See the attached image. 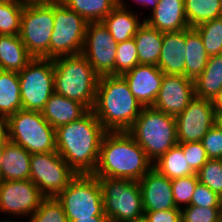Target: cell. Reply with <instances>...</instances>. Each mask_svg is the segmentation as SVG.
Wrapping results in <instances>:
<instances>
[{"label": "cell", "mask_w": 222, "mask_h": 222, "mask_svg": "<svg viewBox=\"0 0 222 222\" xmlns=\"http://www.w3.org/2000/svg\"><path fill=\"white\" fill-rule=\"evenodd\" d=\"M106 132L89 110L79 120L55 129L56 151L77 174H93Z\"/></svg>", "instance_id": "obj_1"}, {"label": "cell", "mask_w": 222, "mask_h": 222, "mask_svg": "<svg viewBox=\"0 0 222 222\" xmlns=\"http://www.w3.org/2000/svg\"><path fill=\"white\" fill-rule=\"evenodd\" d=\"M152 167L153 162L127 131L106 132L93 175L139 181Z\"/></svg>", "instance_id": "obj_2"}, {"label": "cell", "mask_w": 222, "mask_h": 222, "mask_svg": "<svg viewBox=\"0 0 222 222\" xmlns=\"http://www.w3.org/2000/svg\"><path fill=\"white\" fill-rule=\"evenodd\" d=\"M142 108L121 75L99 77L92 111L107 132L128 131Z\"/></svg>", "instance_id": "obj_3"}, {"label": "cell", "mask_w": 222, "mask_h": 222, "mask_svg": "<svg viewBox=\"0 0 222 222\" xmlns=\"http://www.w3.org/2000/svg\"><path fill=\"white\" fill-rule=\"evenodd\" d=\"M54 92L92 110L99 75L82 54L53 58Z\"/></svg>", "instance_id": "obj_4"}, {"label": "cell", "mask_w": 222, "mask_h": 222, "mask_svg": "<svg viewBox=\"0 0 222 222\" xmlns=\"http://www.w3.org/2000/svg\"><path fill=\"white\" fill-rule=\"evenodd\" d=\"M127 132L152 162L178 144L175 116L153 107H143Z\"/></svg>", "instance_id": "obj_5"}, {"label": "cell", "mask_w": 222, "mask_h": 222, "mask_svg": "<svg viewBox=\"0 0 222 222\" xmlns=\"http://www.w3.org/2000/svg\"><path fill=\"white\" fill-rule=\"evenodd\" d=\"M7 140L20 145L30 154L56 151L55 129L41 112L18 110L6 119Z\"/></svg>", "instance_id": "obj_6"}, {"label": "cell", "mask_w": 222, "mask_h": 222, "mask_svg": "<svg viewBox=\"0 0 222 222\" xmlns=\"http://www.w3.org/2000/svg\"><path fill=\"white\" fill-rule=\"evenodd\" d=\"M98 179L102 189L104 213L109 222H132L144 216L138 181Z\"/></svg>", "instance_id": "obj_7"}, {"label": "cell", "mask_w": 222, "mask_h": 222, "mask_svg": "<svg viewBox=\"0 0 222 222\" xmlns=\"http://www.w3.org/2000/svg\"><path fill=\"white\" fill-rule=\"evenodd\" d=\"M55 198L62 205L68 220L106 216L101 185L93 174H77Z\"/></svg>", "instance_id": "obj_8"}, {"label": "cell", "mask_w": 222, "mask_h": 222, "mask_svg": "<svg viewBox=\"0 0 222 222\" xmlns=\"http://www.w3.org/2000/svg\"><path fill=\"white\" fill-rule=\"evenodd\" d=\"M53 27L54 3H25L19 36L33 58H50Z\"/></svg>", "instance_id": "obj_9"}, {"label": "cell", "mask_w": 222, "mask_h": 222, "mask_svg": "<svg viewBox=\"0 0 222 222\" xmlns=\"http://www.w3.org/2000/svg\"><path fill=\"white\" fill-rule=\"evenodd\" d=\"M22 109L41 112L54 93V64L51 58H32L18 72Z\"/></svg>", "instance_id": "obj_10"}, {"label": "cell", "mask_w": 222, "mask_h": 222, "mask_svg": "<svg viewBox=\"0 0 222 222\" xmlns=\"http://www.w3.org/2000/svg\"><path fill=\"white\" fill-rule=\"evenodd\" d=\"M88 22L63 3H54L50 58L81 54Z\"/></svg>", "instance_id": "obj_11"}, {"label": "cell", "mask_w": 222, "mask_h": 222, "mask_svg": "<svg viewBox=\"0 0 222 222\" xmlns=\"http://www.w3.org/2000/svg\"><path fill=\"white\" fill-rule=\"evenodd\" d=\"M30 180L44 197L55 198L77 175L57 151L31 154Z\"/></svg>", "instance_id": "obj_12"}, {"label": "cell", "mask_w": 222, "mask_h": 222, "mask_svg": "<svg viewBox=\"0 0 222 222\" xmlns=\"http://www.w3.org/2000/svg\"><path fill=\"white\" fill-rule=\"evenodd\" d=\"M117 43L102 21L88 22L81 54L99 76L115 75Z\"/></svg>", "instance_id": "obj_13"}, {"label": "cell", "mask_w": 222, "mask_h": 222, "mask_svg": "<svg viewBox=\"0 0 222 222\" xmlns=\"http://www.w3.org/2000/svg\"><path fill=\"white\" fill-rule=\"evenodd\" d=\"M178 143L201 141L215 124L216 114L210 99L197 97L176 117Z\"/></svg>", "instance_id": "obj_14"}, {"label": "cell", "mask_w": 222, "mask_h": 222, "mask_svg": "<svg viewBox=\"0 0 222 222\" xmlns=\"http://www.w3.org/2000/svg\"><path fill=\"white\" fill-rule=\"evenodd\" d=\"M45 197L30 180L0 181V211L31 216Z\"/></svg>", "instance_id": "obj_15"}, {"label": "cell", "mask_w": 222, "mask_h": 222, "mask_svg": "<svg viewBox=\"0 0 222 222\" xmlns=\"http://www.w3.org/2000/svg\"><path fill=\"white\" fill-rule=\"evenodd\" d=\"M195 96L194 80L184 75L164 74L153 108L177 116Z\"/></svg>", "instance_id": "obj_16"}, {"label": "cell", "mask_w": 222, "mask_h": 222, "mask_svg": "<svg viewBox=\"0 0 222 222\" xmlns=\"http://www.w3.org/2000/svg\"><path fill=\"white\" fill-rule=\"evenodd\" d=\"M142 107H152L162 85L164 73L153 64H138L121 75Z\"/></svg>", "instance_id": "obj_17"}, {"label": "cell", "mask_w": 222, "mask_h": 222, "mask_svg": "<svg viewBox=\"0 0 222 222\" xmlns=\"http://www.w3.org/2000/svg\"><path fill=\"white\" fill-rule=\"evenodd\" d=\"M144 212L177 208L171 180L152 167L139 181Z\"/></svg>", "instance_id": "obj_18"}, {"label": "cell", "mask_w": 222, "mask_h": 222, "mask_svg": "<svg viewBox=\"0 0 222 222\" xmlns=\"http://www.w3.org/2000/svg\"><path fill=\"white\" fill-rule=\"evenodd\" d=\"M186 29L178 32H163V44L158 68L164 74L184 75L186 61Z\"/></svg>", "instance_id": "obj_19"}, {"label": "cell", "mask_w": 222, "mask_h": 222, "mask_svg": "<svg viewBox=\"0 0 222 222\" xmlns=\"http://www.w3.org/2000/svg\"><path fill=\"white\" fill-rule=\"evenodd\" d=\"M144 21L161 32H178L190 28L184 0H158L152 16Z\"/></svg>", "instance_id": "obj_20"}, {"label": "cell", "mask_w": 222, "mask_h": 222, "mask_svg": "<svg viewBox=\"0 0 222 222\" xmlns=\"http://www.w3.org/2000/svg\"><path fill=\"white\" fill-rule=\"evenodd\" d=\"M89 110L81 103L53 93L41 111L44 119L57 129L63 125L79 120Z\"/></svg>", "instance_id": "obj_21"}, {"label": "cell", "mask_w": 222, "mask_h": 222, "mask_svg": "<svg viewBox=\"0 0 222 222\" xmlns=\"http://www.w3.org/2000/svg\"><path fill=\"white\" fill-rule=\"evenodd\" d=\"M31 154L9 140L3 143L1 181L30 179Z\"/></svg>", "instance_id": "obj_22"}, {"label": "cell", "mask_w": 222, "mask_h": 222, "mask_svg": "<svg viewBox=\"0 0 222 222\" xmlns=\"http://www.w3.org/2000/svg\"><path fill=\"white\" fill-rule=\"evenodd\" d=\"M116 43L124 42L135 36L139 27L144 23L140 22L136 13L129 12L125 3L118 0V5L102 20Z\"/></svg>", "instance_id": "obj_23"}, {"label": "cell", "mask_w": 222, "mask_h": 222, "mask_svg": "<svg viewBox=\"0 0 222 222\" xmlns=\"http://www.w3.org/2000/svg\"><path fill=\"white\" fill-rule=\"evenodd\" d=\"M32 58L19 35H0V70L22 71Z\"/></svg>", "instance_id": "obj_24"}, {"label": "cell", "mask_w": 222, "mask_h": 222, "mask_svg": "<svg viewBox=\"0 0 222 222\" xmlns=\"http://www.w3.org/2000/svg\"><path fill=\"white\" fill-rule=\"evenodd\" d=\"M133 38L137 47L139 64L157 66L163 44V32L150 27L144 21Z\"/></svg>", "instance_id": "obj_25"}, {"label": "cell", "mask_w": 222, "mask_h": 222, "mask_svg": "<svg viewBox=\"0 0 222 222\" xmlns=\"http://www.w3.org/2000/svg\"><path fill=\"white\" fill-rule=\"evenodd\" d=\"M22 110L18 72L0 70V117L7 119Z\"/></svg>", "instance_id": "obj_26"}, {"label": "cell", "mask_w": 222, "mask_h": 222, "mask_svg": "<svg viewBox=\"0 0 222 222\" xmlns=\"http://www.w3.org/2000/svg\"><path fill=\"white\" fill-rule=\"evenodd\" d=\"M185 76L195 80L204 71L209 55L195 28L186 29Z\"/></svg>", "instance_id": "obj_27"}, {"label": "cell", "mask_w": 222, "mask_h": 222, "mask_svg": "<svg viewBox=\"0 0 222 222\" xmlns=\"http://www.w3.org/2000/svg\"><path fill=\"white\" fill-rule=\"evenodd\" d=\"M195 95L212 99L222 89V54L210 56L207 65L194 80Z\"/></svg>", "instance_id": "obj_28"}, {"label": "cell", "mask_w": 222, "mask_h": 222, "mask_svg": "<svg viewBox=\"0 0 222 222\" xmlns=\"http://www.w3.org/2000/svg\"><path fill=\"white\" fill-rule=\"evenodd\" d=\"M153 167L170 180L197 175L187 163L183 150L178 144L160 156L153 163Z\"/></svg>", "instance_id": "obj_29"}, {"label": "cell", "mask_w": 222, "mask_h": 222, "mask_svg": "<svg viewBox=\"0 0 222 222\" xmlns=\"http://www.w3.org/2000/svg\"><path fill=\"white\" fill-rule=\"evenodd\" d=\"M63 4L87 22H98L118 5V0H64Z\"/></svg>", "instance_id": "obj_30"}, {"label": "cell", "mask_w": 222, "mask_h": 222, "mask_svg": "<svg viewBox=\"0 0 222 222\" xmlns=\"http://www.w3.org/2000/svg\"><path fill=\"white\" fill-rule=\"evenodd\" d=\"M184 4L190 28L222 16L220 0H184Z\"/></svg>", "instance_id": "obj_31"}, {"label": "cell", "mask_w": 222, "mask_h": 222, "mask_svg": "<svg viewBox=\"0 0 222 222\" xmlns=\"http://www.w3.org/2000/svg\"><path fill=\"white\" fill-rule=\"evenodd\" d=\"M195 29L198 31L209 57L222 54V16L204 22Z\"/></svg>", "instance_id": "obj_32"}, {"label": "cell", "mask_w": 222, "mask_h": 222, "mask_svg": "<svg viewBox=\"0 0 222 222\" xmlns=\"http://www.w3.org/2000/svg\"><path fill=\"white\" fill-rule=\"evenodd\" d=\"M25 3H0V35H19Z\"/></svg>", "instance_id": "obj_33"}, {"label": "cell", "mask_w": 222, "mask_h": 222, "mask_svg": "<svg viewBox=\"0 0 222 222\" xmlns=\"http://www.w3.org/2000/svg\"><path fill=\"white\" fill-rule=\"evenodd\" d=\"M139 64L134 38L117 43L115 75H122Z\"/></svg>", "instance_id": "obj_34"}, {"label": "cell", "mask_w": 222, "mask_h": 222, "mask_svg": "<svg viewBox=\"0 0 222 222\" xmlns=\"http://www.w3.org/2000/svg\"><path fill=\"white\" fill-rule=\"evenodd\" d=\"M30 222H69L62 205L56 198L45 197L30 216Z\"/></svg>", "instance_id": "obj_35"}, {"label": "cell", "mask_w": 222, "mask_h": 222, "mask_svg": "<svg viewBox=\"0 0 222 222\" xmlns=\"http://www.w3.org/2000/svg\"><path fill=\"white\" fill-rule=\"evenodd\" d=\"M196 174L200 183L222 197V159H208Z\"/></svg>", "instance_id": "obj_36"}, {"label": "cell", "mask_w": 222, "mask_h": 222, "mask_svg": "<svg viewBox=\"0 0 222 222\" xmlns=\"http://www.w3.org/2000/svg\"><path fill=\"white\" fill-rule=\"evenodd\" d=\"M197 175H190L181 178H175L171 180V186L173 191V199L176 207L181 209L180 205L182 203L189 206L191 199L198 183Z\"/></svg>", "instance_id": "obj_37"}, {"label": "cell", "mask_w": 222, "mask_h": 222, "mask_svg": "<svg viewBox=\"0 0 222 222\" xmlns=\"http://www.w3.org/2000/svg\"><path fill=\"white\" fill-rule=\"evenodd\" d=\"M221 209L185 206L181 208V222H219Z\"/></svg>", "instance_id": "obj_38"}, {"label": "cell", "mask_w": 222, "mask_h": 222, "mask_svg": "<svg viewBox=\"0 0 222 222\" xmlns=\"http://www.w3.org/2000/svg\"><path fill=\"white\" fill-rule=\"evenodd\" d=\"M191 169L197 173L209 159L201 141L178 143Z\"/></svg>", "instance_id": "obj_39"}, {"label": "cell", "mask_w": 222, "mask_h": 222, "mask_svg": "<svg viewBox=\"0 0 222 222\" xmlns=\"http://www.w3.org/2000/svg\"><path fill=\"white\" fill-rule=\"evenodd\" d=\"M190 205L204 208H222V197L210 190L206 185L198 182Z\"/></svg>", "instance_id": "obj_40"}, {"label": "cell", "mask_w": 222, "mask_h": 222, "mask_svg": "<svg viewBox=\"0 0 222 222\" xmlns=\"http://www.w3.org/2000/svg\"><path fill=\"white\" fill-rule=\"evenodd\" d=\"M201 143L209 159H222V130L216 124L203 136Z\"/></svg>", "instance_id": "obj_41"}, {"label": "cell", "mask_w": 222, "mask_h": 222, "mask_svg": "<svg viewBox=\"0 0 222 222\" xmlns=\"http://www.w3.org/2000/svg\"><path fill=\"white\" fill-rule=\"evenodd\" d=\"M144 216L149 222H181V209L144 212Z\"/></svg>", "instance_id": "obj_42"}, {"label": "cell", "mask_w": 222, "mask_h": 222, "mask_svg": "<svg viewBox=\"0 0 222 222\" xmlns=\"http://www.w3.org/2000/svg\"><path fill=\"white\" fill-rule=\"evenodd\" d=\"M215 113H222V89L211 99Z\"/></svg>", "instance_id": "obj_43"}, {"label": "cell", "mask_w": 222, "mask_h": 222, "mask_svg": "<svg viewBox=\"0 0 222 222\" xmlns=\"http://www.w3.org/2000/svg\"><path fill=\"white\" fill-rule=\"evenodd\" d=\"M69 222H109L107 216H91L90 218H78L77 220H68Z\"/></svg>", "instance_id": "obj_44"}, {"label": "cell", "mask_w": 222, "mask_h": 222, "mask_svg": "<svg viewBox=\"0 0 222 222\" xmlns=\"http://www.w3.org/2000/svg\"><path fill=\"white\" fill-rule=\"evenodd\" d=\"M7 140V123L6 119L0 117V145Z\"/></svg>", "instance_id": "obj_45"}, {"label": "cell", "mask_w": 222, "mask_h": 222, "mask_svg": "<svg viewBox=\"0 0 222 222\" xmlns=\"http://www.w3.org/2000/svg\"><path fill=\"white\" fill-rule=\"evenodd\" d=\"M139 4H143V6H152V11L155 9V7L158 4V0H135Z\"/></svg>", "instance_id": "obj_46"}, {"label": "cell", "mask_w": 222, "mask_h": 222, "mask_svg": "<svg viewBox=\"0 0 222 222\" xmlns=\"http://www.w3.org/2000/svg\"><path fill=\"white\" fill-rule=\"evenodd\" d=\"M64 0H26L28 3H63Z\"/></svg>", "instance_id": "obj_47"}, {"label": "cell", "mask_w": 222, "mask_h": 222, "mask_svg": "<svg viewBox=\"0 0 222 222\" xmlns=\"http://www.w3.org/2000/svg\"><path fill=\"white\" fill-rule=\"evenodd\" d=\"M216 121L215 124L222 130V113H215Z\"/></svg>", "instance_id": "obj_48"}, {"label": "cell", "mask_w": 222, "mask_h": 222, "mask_svg": "<svg viewBox=\"0 0 222 222\" xmlns=\"http://www.w3.org/2000/svg\"><path fill=\"white\" fill-rule=\"evenodd\" d=\"M2 157H3V143L0 145V181H1V169L3 165Z\"/></svg>", "instance_id": "obj_49"}, {"label": "cell", "mask_w": 222, "mask_h": 222, "mask_svg": "<svg viewBox=\"0 0 222 222\" xmlns=\"http://www.w3.org/2000/svg\"><path fill=\"white\" fill-rule=\"evenodd\" d=\"M0 3H26V0H0Z\"/></svg>", "instance_id": "obj_50"}, {"label": "cell", "mask_w": 222, "mask_h": 222, "mask_svg": "<svg viewBox=\"0 0 222 222\" xmlns=\"http://www.w3.org/2000/svg\"><path fill=\"white\" fill-rule=\"evenodd\" d=\"M132 222H149V221L147 220V218L145 216H143V217L136 219L135 221H132Z\"/></svg>", "instance_id": "obj_51"}, {"label": "cell", "mask_w": 222, "mask_h": 222, "mask_svg": "<svg viewBox=\"0 0 222 222\" xmlns=\"http://www.w3.org/2000/svg\"><path fill=\"white\" fill-rule=\"evenodd\" d=\"M219 222H222V209H221V212H220V219H219Z\"/></svg>", "instance_id": "obj_52"}, {"label": "cell", "mask_w": 222, "mask_h": 222, "mask_svg": "<svg viewBox=\"0 0 222 222\" xmlns=\"http://www.w3.org/2000/svg\"><path fill=\"white\" fill-rule=\"evenodd\" d=\"M220 2H221V14H222V0H220Z\"/></svg>", "instance_id": "obj_53"}]
</instances>
